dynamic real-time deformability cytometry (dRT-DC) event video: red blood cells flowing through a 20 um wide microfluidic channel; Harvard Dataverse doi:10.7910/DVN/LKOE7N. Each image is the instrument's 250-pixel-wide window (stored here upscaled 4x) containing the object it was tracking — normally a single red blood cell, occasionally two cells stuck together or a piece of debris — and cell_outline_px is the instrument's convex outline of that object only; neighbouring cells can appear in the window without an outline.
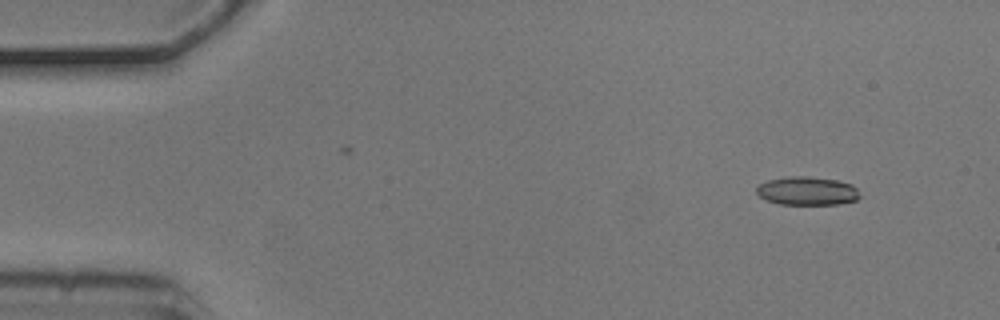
{"species": "common noctule bat (a hibernating species)", "species_latin": "Nyctalus noctula", "temperature_condition": "cold", "stored_images_in_passage": 3, "camera_frame_rate_fps": 3000, "um_per_image_px": 0.085, "animal": {"sex": "male", "body_mass_g": 20.5, "forearm_length_mm": 52.5}, "frame": {"image": 1, "passage_image": 1, "time_ms": 0.0, "image_size_px": [1000, 320], "cell_outline_px": [[860, 196], [856, 200], [840, 204], [780, 204], [768, 200], [760, 196], [756, 192], [756, 188], [760, 184], [768, 180], [792, 176], [808, 176], [836, 180], [852, 184], [856, 188]], "centroid_in_image_um": [68.62, 16.23], "position_along_channel_um": 16.4, "area_um2": 16.99}}
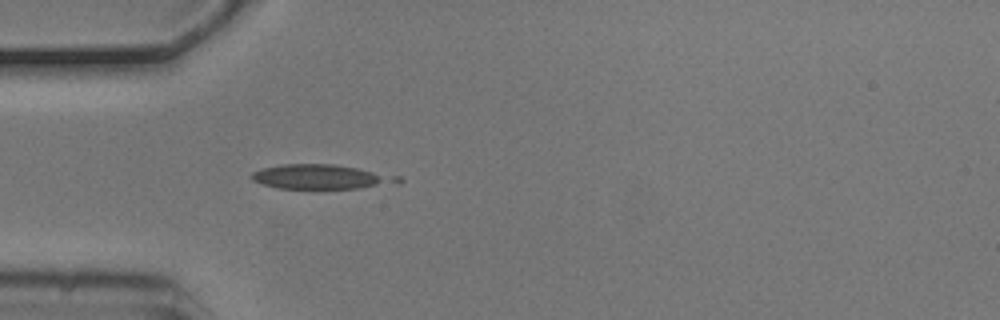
{"frame": {"image": 2, "passage_image": 3, "time_ms": 0.667, "image_size_px": [1000, 320], "cell_outline_px": [[404, 180], [400, 184], [360, 188], [276, 188], [252, 180], [248, 176], [252, 172], [260, 168], [284, 164], [336, 164], [400, 176]], "centroid_in_image_um": [27.34, 15.03], "position_along_channel_um": 57.7, "area_um2": 21.15}}